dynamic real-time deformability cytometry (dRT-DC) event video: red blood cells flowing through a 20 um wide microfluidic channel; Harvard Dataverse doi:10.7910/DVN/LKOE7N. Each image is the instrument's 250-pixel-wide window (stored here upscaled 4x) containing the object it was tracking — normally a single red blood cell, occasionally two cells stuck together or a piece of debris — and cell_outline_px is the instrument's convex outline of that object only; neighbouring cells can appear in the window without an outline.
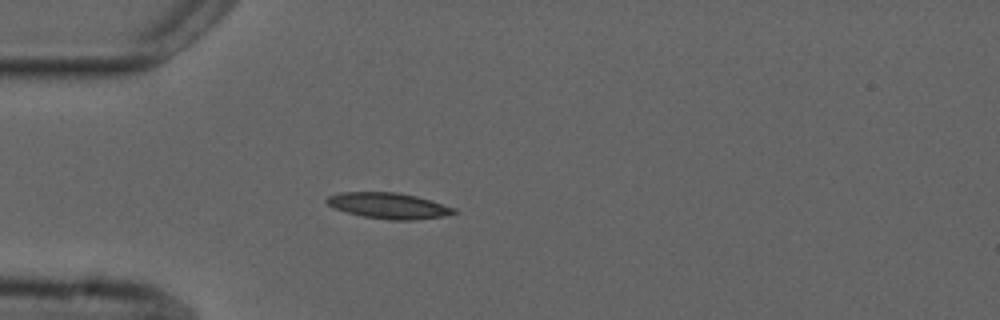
{"species": "common noctule bat (a hibernating species)", "species_latin": "Nyctalus noctula", "temperature_condition": "cold", "stored_images_in_passage": 3, "camera_frame_rate_fps": 3000, "um_per_image_px": 0.085, "animal": {"sex": "male", "forearm_length_mm": 52.5}, "frame": {"image": 1, "passage_image": 3, "time_ms": 2.0, "image_size_px": [1000, 320], "cell_outline_px": [[460, 212], [444, 216], [416, 220], [388, 220], [364, 216], [332, 208], [324, 200], [328, 196], [340, 192], [396, 192], [416, 196], [456, 208]], "centroid_in_image_um": [33.04, 17.48], "position_along_channel_um": 52.0, "area_um2": 19.25}}